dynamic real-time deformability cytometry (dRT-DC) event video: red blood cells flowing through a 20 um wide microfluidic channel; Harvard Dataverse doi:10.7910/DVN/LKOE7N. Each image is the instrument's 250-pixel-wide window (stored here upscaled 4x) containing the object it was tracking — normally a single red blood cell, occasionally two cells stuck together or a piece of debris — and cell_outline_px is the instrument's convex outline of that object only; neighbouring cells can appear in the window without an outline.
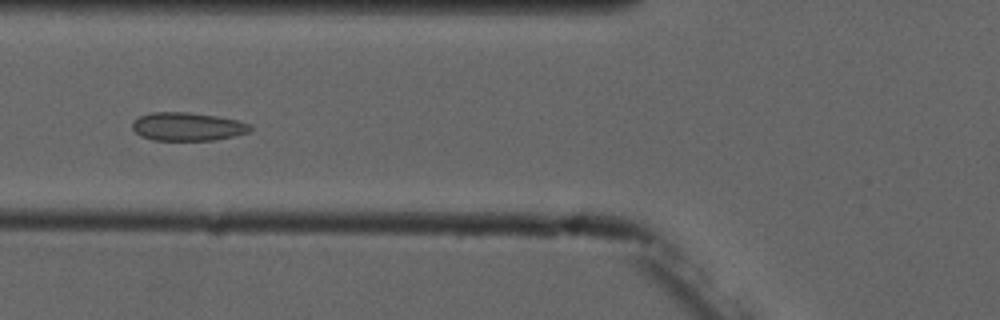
{"species": "common noctule bat (a hibernating species)", "species_latin": "Nyctalus noctula", "temperature_condition": "cold", "stored_images_in_passage": 6, "camera_frame_rate_fps": 3000, "um_per_image_px": 0.085, "animal": {"sex": "male", "forearm_length_mm": 52.5}, "frame": {"image": 1, "passage_image": 5, "time_ms": 5.667, "image_size_px": [1000, 320], "cell_outline_px": [[252, 128], [248, 132], [216, 140], [152, 140], [140, 136], [132, 128], [132, 124], [140, 116], [152, 112], [188, 112], [216, 116], [236, 120], [248, 124]], "centroid_in_image_um": [15.91, 10.76], "position_along_channel_um": 109.9, "area_um2": 19.25}}
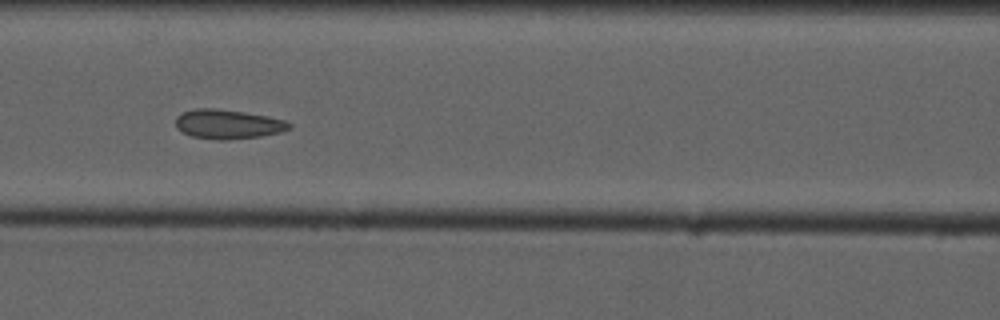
{"frame": {"image": 2, "passage_image": 6, "time_ms": 6.667, "image_size_px": [1000, 320], "cell_outline_px": [[292, 128], [280, 132], [260, 136], [228, 140], [216, 140], [192, 136], [176, 128], [176, 116], [180, 112], [196, 108], [212, 108], [244, 112], [268, 116], [284, 120], [292, 124]], "centroid_in_image_um": [19.36, 10.55], "position_along_channel_um": 147.2, "area_um2": 19.48}}